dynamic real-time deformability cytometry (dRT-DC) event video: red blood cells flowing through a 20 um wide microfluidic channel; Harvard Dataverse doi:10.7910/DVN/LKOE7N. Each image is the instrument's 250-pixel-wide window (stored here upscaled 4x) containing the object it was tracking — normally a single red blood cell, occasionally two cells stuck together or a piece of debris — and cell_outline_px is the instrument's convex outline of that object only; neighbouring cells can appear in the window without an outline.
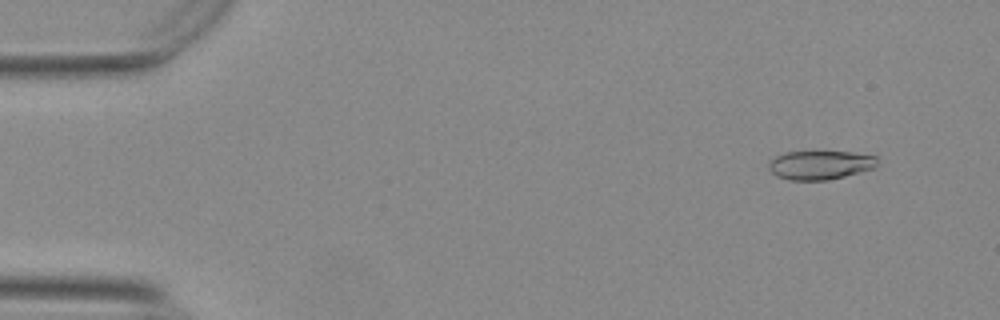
{"species": "Egyptian fruit bat (a non-hibernating species)", "species_latin": "Rousettus aegyptiacus", "temperature_condition": "warm", "stored_images_in_passage": 54, "camera_frame_rate_fps": 3000, "um_per_image_px": 0.085, "animal": {"sex": "female"}, "frame": {"image": 1, "passage_image": 4, "time_ms": 1.0, "image_size_px": [1000, 320], "cell_outline_px": [[876, 168], [828, 180], [788, 180], [776, 176], [768, 168], [768, 164], [776, 156], [784, 152], [852, 152], [876, 156]], "centroid_in_image_um": [69.7, 14.03], "position_along_channel_um": 15.3, "area_um2": 18.21}}
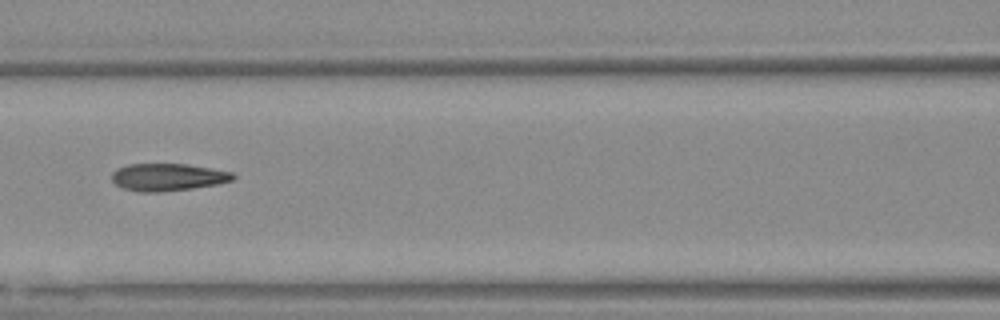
{"frame": {"image": 2, "passage_image": 24, "time_ms": 7.667, "image_size_px": [1000, 320], "cell_outline_px": [[236, 176], [232, 180], [216, 184], [192, 188], [156, 192], [140, 192], [124, 188], [116, 184], [112, 180], [112, 172], [116, 168], [128, 164], [188, 164], [232, 172]], "centroid_in_image_um": [14.24, 15.04], "position_along_channel_um": 152.4, "area_um2": 19.19}}
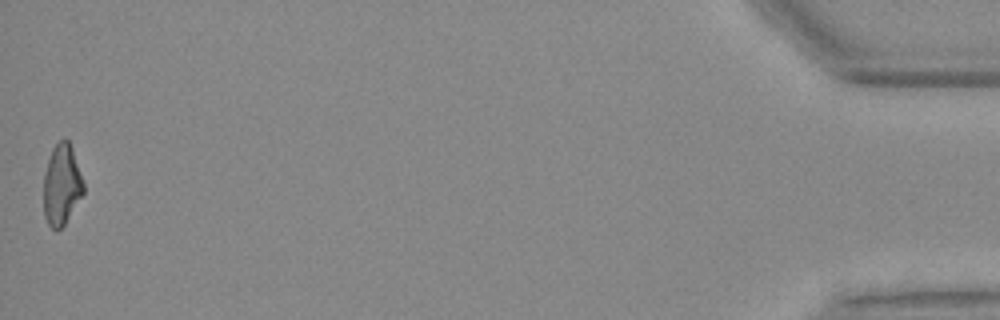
{"frame": {"image": 3, "passage_image": 54, "time_ms": 17.667, "image_size_px": [1000, 320], "cell_outline_px": [[84, 192], [64, 224], [56, 232], [48, 224], [44, 216], [44, 172], [52, 148], [64, 136], [68, 140], [72, 148], [84, 184]], "centroid_in_image_um": [5.23, 15.69], "position_along_channel_um": 430.0, "area_um2": 18.67}, "authors_computed_cell_mechanics": {"area_um2": 19.3919, "velocity_mm_per_s": 3.7466, "shape_relaxation_time_tau1_ms": null, "shape_relaxation_time_tau2_ms": 2.1993, "deformation_change_tau1": null, "deformation_change_tau2": 0.1094}}